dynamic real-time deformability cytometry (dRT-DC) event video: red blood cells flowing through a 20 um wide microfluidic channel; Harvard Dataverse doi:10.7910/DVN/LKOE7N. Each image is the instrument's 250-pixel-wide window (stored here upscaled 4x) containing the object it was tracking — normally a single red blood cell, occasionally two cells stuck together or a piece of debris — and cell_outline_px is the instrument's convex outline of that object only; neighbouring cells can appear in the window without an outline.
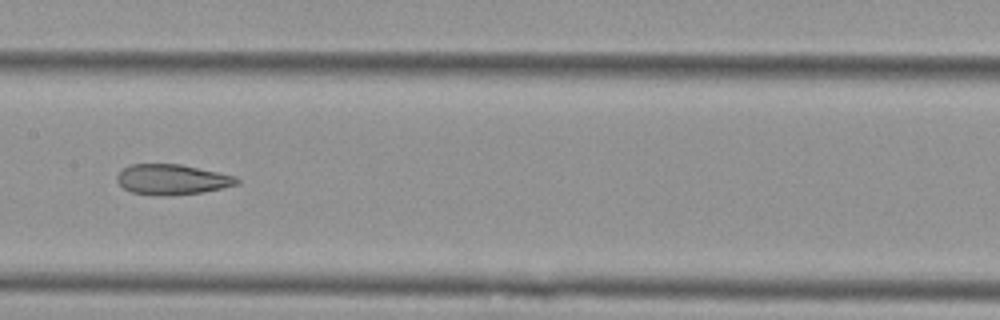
{"species": "Egyptian fruit bat (a non-hibernating species)", "species_latin": "Rousettus aegyptiacus", "temperature_condition": "cold", "stored_images_in_passage": 9, "camera_frame_rate_fps": 3000, "um_per_image_px": 0.085, "animal": {"sex": "female"}, "frame": {"image": 1, "passage_image": 6, "time_ms": 1.667, "image_size_px": [1000, 320], "cell_outline_px": [[240, 184], [204, 192], [172, 196], [160, 196], [132, 192], [124, 188], [116, 180], [116, 176], [124, 168], [132, 164], [180, 164], [236, 176], [240, 180]], "centroid_in_image_um": [14.66, 15.27], "position_along_channel_um": 192.7, "area_um2": 21.27}}
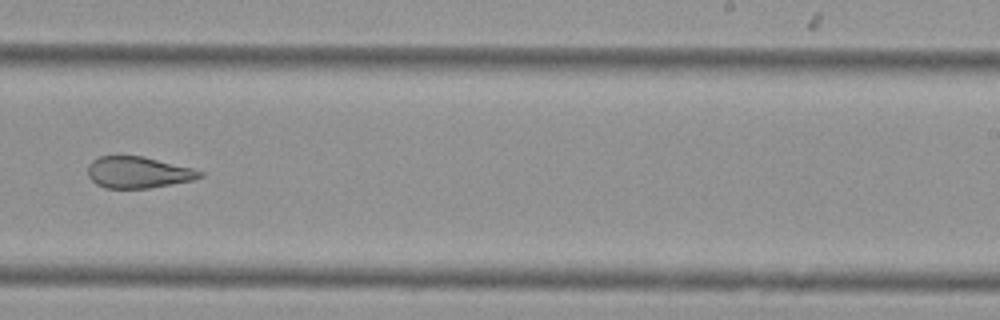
{"frame": {"image": 2, "passage_image": 8, "time_ms": 2.333, "image_size_px": [1000, 320], "cell_outline_px": [[204, 176], [192, 180], [148, 188], [104, 188], [96, 184], [88, 176], [88, 164], [92, 160], [100, 156], [144, 156], [192, 168], [204, 172]], "centroid_in_image_um": [11.73, 14.65], "position_along_channel_um": 277.3, "area_um2": 20.52}}
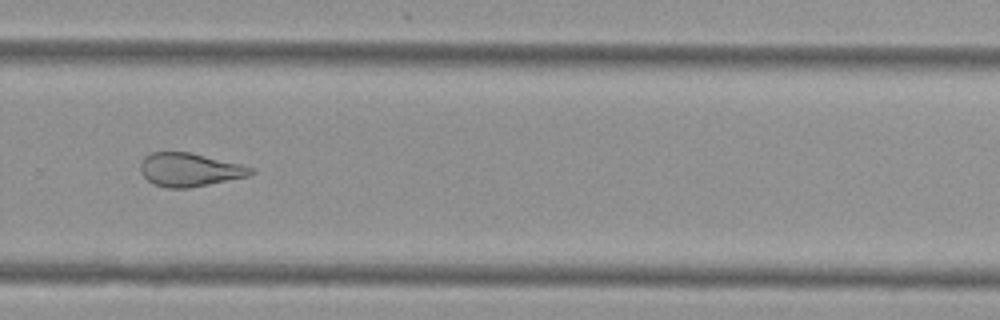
{"frame": {"image": 3, "passage_image": 9, "time_ms": 2.667, "image_size_px": [1000, 320], "cell_outline_px": [[256, 172], [248, 176], [188, 188], [168, 188], [152, 184], [140, 172], [140, 164], [144, 156], [152, 152], [188, 152], [240, 164], [252, 168]], "centroid_in_image_um": [16.07, 14.43], "position_along_channel_um": 313.7, "area_um2": 21.33}}